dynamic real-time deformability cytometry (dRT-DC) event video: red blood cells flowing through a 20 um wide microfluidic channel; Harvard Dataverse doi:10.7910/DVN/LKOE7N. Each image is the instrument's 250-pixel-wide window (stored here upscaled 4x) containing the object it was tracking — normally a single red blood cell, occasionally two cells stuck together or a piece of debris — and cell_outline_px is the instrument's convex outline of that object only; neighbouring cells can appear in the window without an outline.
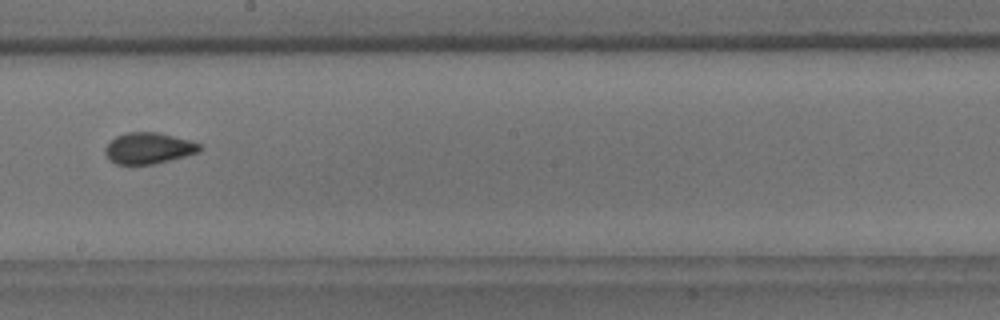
{"species": "common noctule bat (a hibernating species)", "species_latin": "Nyctalus noctula", "temperature_condition": "room temperature", "stored_images_in_passage": 8, "camera_frame_rate_fps": 3000, "um_per_image_px": 0.085, "animal": {"sex": "male", "body_mass_g": 18.8}, "frame": {"image": 1, "passage_image": 8, "time_ms": 8.0, "image_size_px": [1000, 320], "cell_outline_px": [[204, 148], [200, 152], [152, 164], [116, 164], [104, 152], [104, 148], [116, 136], [128, 132], [156, 132], [192, 140], [200, 144]], "centroid_in_image_um": [12.67, 12.58], "position_along_channel_um": 235.5, "area_um2": 17.05}}